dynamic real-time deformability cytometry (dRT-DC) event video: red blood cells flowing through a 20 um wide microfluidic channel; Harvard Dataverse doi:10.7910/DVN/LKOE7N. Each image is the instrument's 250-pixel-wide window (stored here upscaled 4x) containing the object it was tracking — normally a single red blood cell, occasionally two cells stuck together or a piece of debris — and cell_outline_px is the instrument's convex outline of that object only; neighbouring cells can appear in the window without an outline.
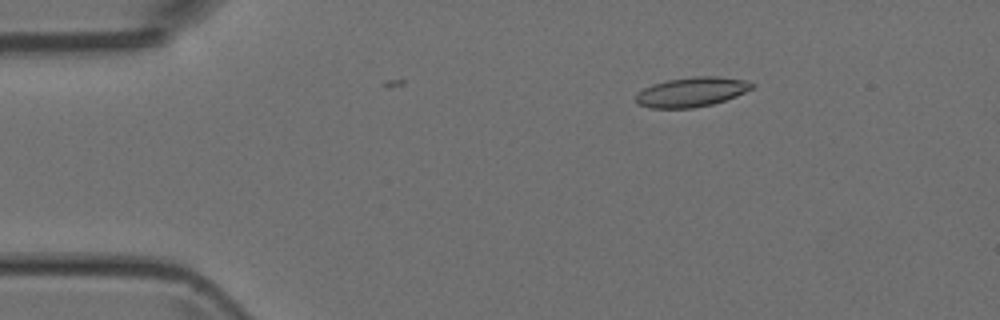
{"species": "Egyptian fruit bat (a non-hibernating species)", "species_latin": "Rousettus aegyptiacus", "temperature_condition": "room temperature", "stored_images_in_passage": 5, "camera_frame_rate_fps": 3000, "um_per_image_px": 0.085, "animal": {"sex": "female"}, "frame": {"image": 1, "passage_image": 3, "time_ms": 2.0, "image_size_px": [1000, 320], "cell_outline_px": [[756, 84], [752, 88], [736, 96], [712, 104], [692, 108], [648, 108], [640, 104], [636, 100], [636, 92], [652, 84], [668, 80], [692, 76], [716, 76], [744, 80]], "centroid_in_image_um": [58.76, 7.81], "position_along_channel_um": 26.2, "area_um2": 19.94}}
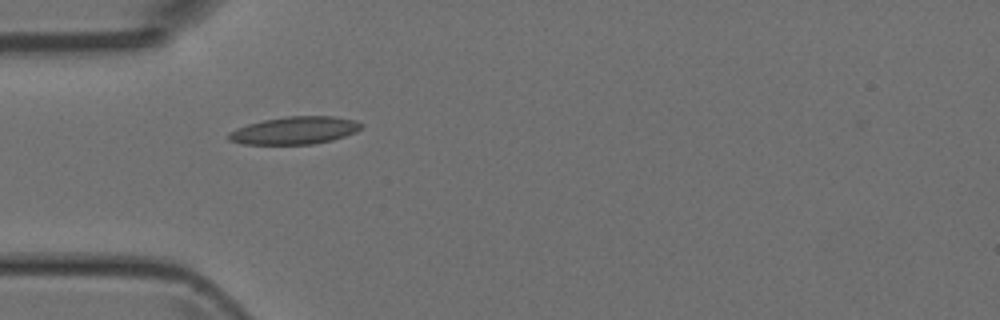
{"frame": {"image": 2, "passage_image": 5, "time_ms": 4.333, "image_size_px": [1000, 320], "cell_outline_px": [[364, 124], [356, 132], [332, 140], [312, 144], [244, 144], [228, 140], [228, 132], [236, 128], [248, 124], [264, 120], [288, 116], [332, 116], [356, 120]], "centroid_in_image_um": [25.05, 11.08], "position_along_channel_um": 59.9, "area_um2": 21.27}}